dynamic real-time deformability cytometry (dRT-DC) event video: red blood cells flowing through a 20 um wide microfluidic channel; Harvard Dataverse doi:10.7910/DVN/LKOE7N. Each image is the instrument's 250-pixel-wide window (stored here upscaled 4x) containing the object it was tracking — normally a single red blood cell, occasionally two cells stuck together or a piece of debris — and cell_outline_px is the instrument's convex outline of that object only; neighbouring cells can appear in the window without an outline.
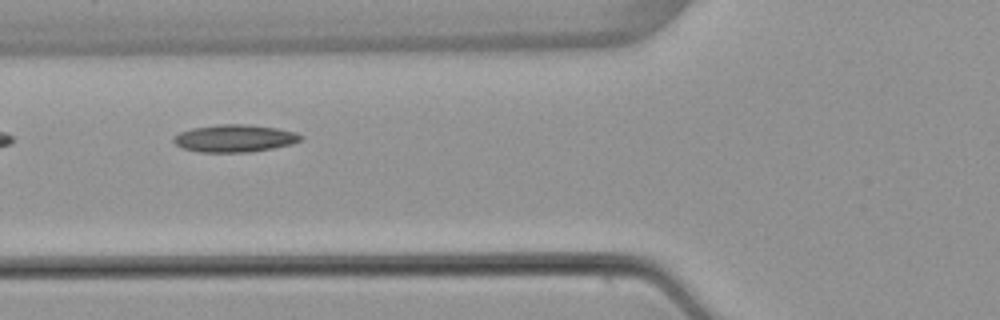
{"species": "common noctule bat (a hibernating species)", "species_latin": "Nyctalus noctula", "temperature_condition": "warm", "stored_images_in_passage": 6, "camera_frame_rate_fps": 3000, "um_per_image_px": 0.085, "animal": {"sex": "female", "body_mass_g": 22.7, "forearm_length_mm": 54.2}, "frame": {"image": 1, "passage_image": 5, "time_ms": 6.0, "image_size_px": [1000, 320], "cell_outline_px": [[304, 136], [300, 140], [292, 144], [252, 152], [200, 152], [180, 148], [172, 140], [172, 136], [180, 132], [192, 128], [220, 124], [244, 124], [276, 128], [296, 132]], "centroid_in_image_um": [19.91, 11.76], "position_along_channel_um": 105.9, "area_um2": 20.4}}
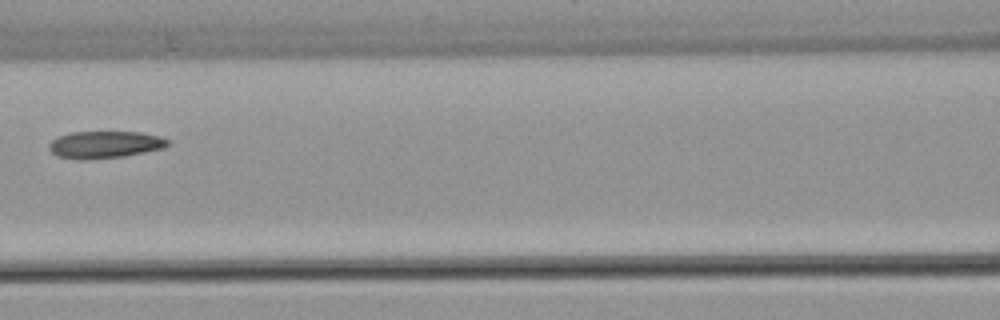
{"frame": {"image": 2, "passage_image": 6, "time_ms": 7.333, "image_size_px": [1000, 320], "cell_outline_px": [[168, 144], [164, 148], [124, 156], [84, 160], [80, 160], [56, 156], [48, 148], [48, 144], [52, 140], [60, 136], [72, 132], [140, 132], [160, 136], [168, 140]], "centroid_in_image_um": [8.89, 12.29], "position_along_channel_um": 157.7, "area_um2": 18.73}}